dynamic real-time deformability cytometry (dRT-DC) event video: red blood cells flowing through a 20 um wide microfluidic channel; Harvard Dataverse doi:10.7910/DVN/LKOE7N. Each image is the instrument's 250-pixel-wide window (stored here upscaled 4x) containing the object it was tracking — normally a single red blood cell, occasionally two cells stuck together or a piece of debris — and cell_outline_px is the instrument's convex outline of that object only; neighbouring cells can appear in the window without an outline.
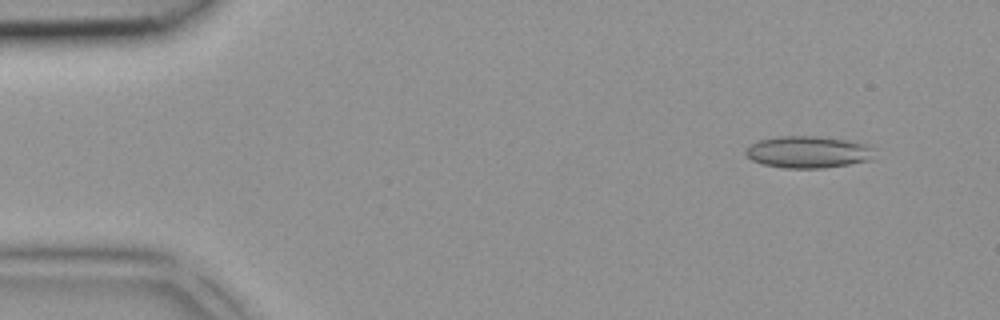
{"species": "common noctule bat (a hibernating species)", "species_latin": "Nyctalus noctula", "temperature_condition": "room temperature", "stored_images_in_passage": 43, "camera_frame_rate_fps": 3000, "um_per_image_px": 0.085, "animal": {"sex": "female", "body_mass_g": 18.4}, "frame": {"image": 1, "passage_image": 4, "time_ms": 1.0, "image_size_px": [1000, 320], "cell_outline_px": [[872, 160], [824, 168], [784, 168], [764, 164], [752, 160], [744, 152], [752, 144], [760, 140], [780, 136], [816, 136], [848, 140], [868, 144], [872, 148]], "centroid_in_image_um": [68.71, 12.92], "position_along_channel_um": 16.3, "area_um2": 23.76}}
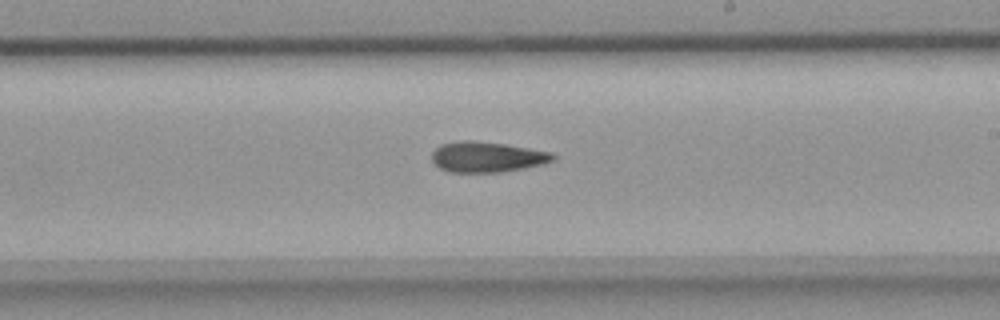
{"frame": {"image": 2, "passage_image": 25, "time_ms": 8.0, "image_size_px": [1000, 320], "cell_outline_px": [[556, 160], [524, 168], [500, 172], [448, 172], [440, 168], [432, 160], [432, 152], [440, 144], [464, 140], [468, 140], [504, 144], [552, 152], [556, 156]], "centroid_in_image_um": [41.39, 13.34], "position_along_channel_um": 247.6, "area_um2": 21.39}}
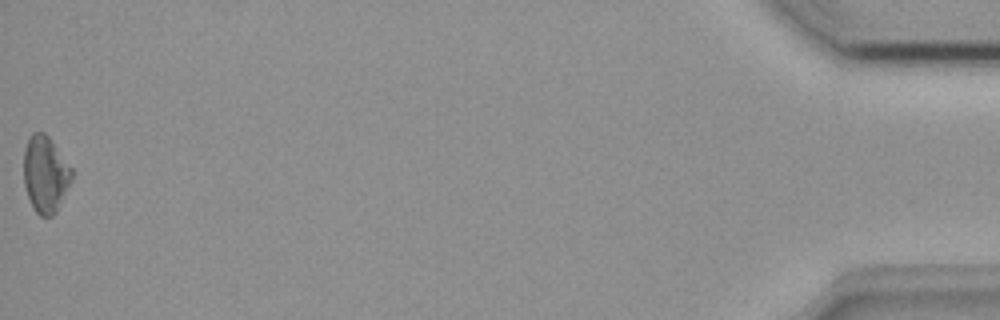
{"frame": {"image": 3, "passage_image": 43, "time_ms": 14.0, "image_size_px": [1000, 320], "cell_outline_px": [[72, 180], [56, 212], [52, 216], [40, 216], [36, 212], [28, 196], [24, 184], [24, 148], [32, 132], [44, 132], [48, 136], [72, 168]], "centroid_in_image_um": [3.86, 14.8], "position_along_channel_um": 431.3, "area_um2": 21.27}}